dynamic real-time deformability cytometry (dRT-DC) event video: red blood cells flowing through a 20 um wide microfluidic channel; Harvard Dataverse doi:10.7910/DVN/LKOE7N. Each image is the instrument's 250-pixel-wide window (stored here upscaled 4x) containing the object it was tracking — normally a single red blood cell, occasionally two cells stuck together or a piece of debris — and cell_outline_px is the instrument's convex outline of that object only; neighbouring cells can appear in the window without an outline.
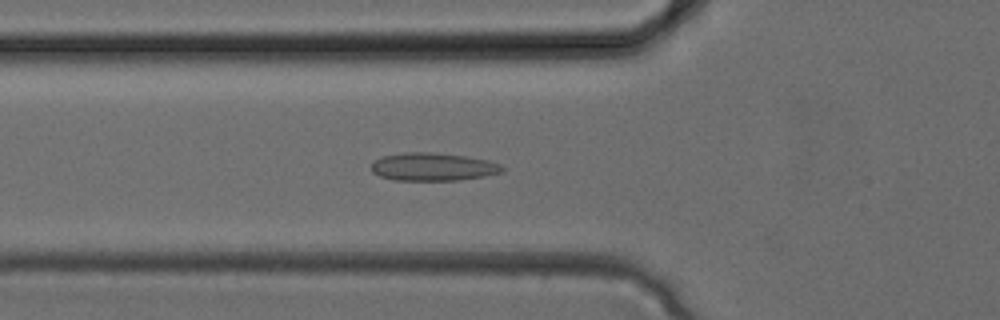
{"species": "common noctule bat (a hibernating species)", "species_latin": "Nyctalus noctula", "temperature_condition": "cold", "stored_images_in_passage": 34, "camera_frame_rate_fps": 3000, "um_per_image_px": 0.085, "animal": {"sex": "female", "body_mass_g": 24.6, "forearm_length_mm": 56.2}, "frame": {"image": 1, "passage_image": 12, "time_ms": 3.667, "image_size_px": [1000, 320], "cell_outline_px": [[504, 172], [484, 176], [460, 180], [392, 180], [380, 176], [372, 172], [372, 164], [376, 160], [384, 156], [404, 152], [432, 152], [464, 156], [488, 160], [500, 164], [504, 168]], "centroid_in_image_um": [36.82, 14.18], "position_along_channel_um": 89.0, "area_um2": 21.27}}
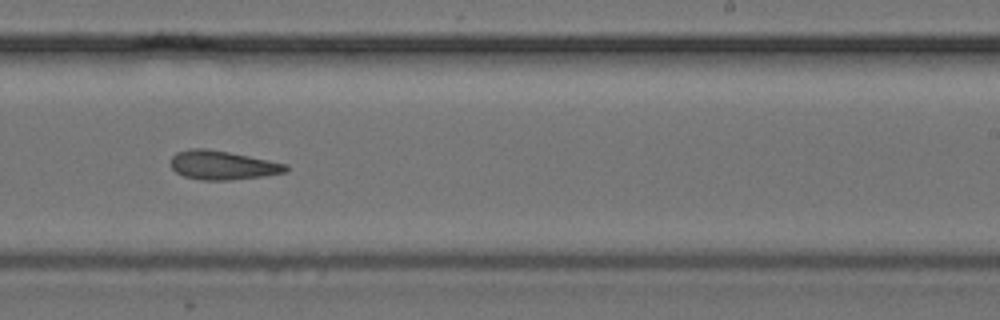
{"frame": {"image": 2, "passage_image": 21, "time_ms": 6.667, "image_size_px": [1000, 320], "cell_outline_px": [[288, 172], [264, 176], [228, 180], [200, 180], [184, 176], [176, 172], [172, 168], [172, 156], [176, 152], [192, 148], [204, 148], [228, 152], [288, 164]], "centroid_in_image_um": [18.93, 14.04], "position_along_channel_um": 270.1, "area_um2": 19.31}}
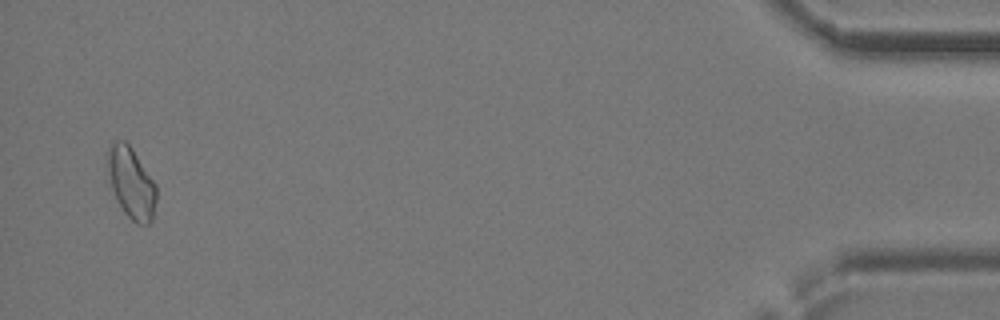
{"frame": {"image": 3, "passage_image": 33, "time_ms": 10.667, "image_size_px": [1000, 320], "cell_outline_px": [[156, 200], [152, 220], [148, 224], [136, 224], [124, 212], [112, 188], [108, 168], [108, 144], [116, 140], [124, 140], [132, 148], [156, 184]], "centroid_in_image_um": [11.17, 15.53], "position_along_channel_um": 424.0, "area_um2": 19.88}}